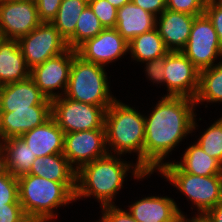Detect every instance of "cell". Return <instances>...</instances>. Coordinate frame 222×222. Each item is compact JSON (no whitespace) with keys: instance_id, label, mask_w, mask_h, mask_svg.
Here are the masks:
<instances>
[{"instance_id":"1","label":"cell","mask_w":222,"mask_h":222,"mask_svg":"<svg viewBox=\"0 0 222 222\" xmlns=\"http://www.w3.org/2000/svg\"><path fill=\"white\" fill-rule=\"evenodd\" d=\"M195 107L194 99L163 96L150 115L145 116L143 169L146 173L158 171L175 146L196 130Z\"/></svg>"},{"instance_id":"2","label":"cell","mask_w":222,"mask_h":222,"mask_svg":"<svg viewBox=\"0 0 222 222\" xmlns=\"http://www.w3.org/2000/svg\"><path fill=\"white\" fill-rule=\"evenodd\" d=\"M120 157L108 154L82 166L76 174L75 201L93 196L101 207L113 205L129 170H133L132 175L138 180L150 176L137 163L132 165Z\"/></svg>"},{"instance_id":"3","label":"cell","mask_w":222,"mask_h":222,"mask_svg":"<svg viewBox=\"0 0 222 222\" xmlns=\"http://www.w3.org/2000/svg\"><path fill=\"white\" fill-rule=\"evenodd\" d=\"M19 202L31 222H50L57 209L75 201L76 183L54 182L32 174L17 178Z\"/></svg>"},{"instance_id":"4","label":"cell","mask_w":222,"mask_h":222,"mask_svg":"<svg viewBox=\"0 0 222 222\" xmlns=\"http://www.w3.org/2000/svg\"><path fill=\"white\" fill-rule=\"evenodd\" d=\"M104 127L109 154L134 152L138 156L136 163L143 169L145 116L116 99L106 110Z\"/></svg>"},{"instance_id":"5","label":"cell","mask_w":222,"mask_h":222,"mask_svg":"<svg viewBox=\"0 0 222 222\" xmlns=\"http://www.w3.org/2000/svg\"><path fill=\"white\" fill-rule=\"evenodd\" d=\"M105 70L104 66L86 61L76 54L64 96L78 102L102 106L107 110L116 97L110 92Z\"/></svg>"},{"instance_id":"6","label":"cell","mask_w":222,"mask_h":222,"mask_svg":"<svg viewBox=\"0 0 222 222\" xmlns=\"http://www.w3.org/2000/svg\"><path fill=\"white\" fill-rule=\"evenodd\" d=\"M160 174L197 207V216L222 202V175L198 176L182 172L174 162H165Z\"/></svg>"},{"instance_id":"7","label":"cell","mask_w":222,"mask_h":222,"mask_svg":"<svg viewBox=\"0 0 222 222\" xmlns=\"http://www.w3.org/2000/svg\"><path fill=\"white\" fill-rule=\"evenodd\" d=\"M105 113L102 106L78 102L64 95L51 100V117L65 134L105 129Z\"/></svg>"},{"instance_id":"8","label":"cell","mask_w":222,"mask_h":222,"mask_svg":"<svg viewBox=\"0 0 222 222\" xmlns=\"http://www.w3.org/2000/svg\"><path fill=\"white\" fill-rule=\"evenodd\" d=\"M181 52L199 71L214 66L218 57L221 60L222 50L217 33L205 13L195 17L189 39Z\"/></svg>"},{"instance_id":"9","label":"cell","mask_w":222,"mask_h":222,"mask_svg":"<svg viewBox=\"0 0 222 222\" xmlns=\"http://www.w3.org/2000/svg\"><path fill=\"white\" fill-rule=\"evenodd\" d=\"M18 43L30 70L68 49L66 40L50 22H41Z\"/></svg>"},{"instance_id":"10","label":"cell","mask_w":222,"mask_h":222,"mask_svg":"<svg viewBox=\"0 0 222 222\" xmlns=\"http://www.w3.org/2000/svg\"><path fill=\"white\" fill-rule=\"evenodd\" d=\"M76 54V49L68 48L30 70V77L47 99L53 100L65 94L73 57ZM55 90H58V93Z\"/></svg>"},{"instance_id":"11","label":"cell","mask_w":222,"mask_h":222,"mask_svg":"<svg viewBox=\"0 0 222 222\" xmlns=\"http://www.w3.org/2000/svg\"><path fill=\"white\" fill-rule=\"evenodd\" d=\"M63 154L76 171L96 159L107 156L109 152L105 129L66 133Z\"/></svg>"},{"instance_id":"12","label":"cell","mask_w":222,"mask_h":222,"mask_svg":"<svg viewBox=\"0 0 222 222\" xmlns=\"http://www.w3.org/2000/svg\"><path fill=\"white\" fill-rule=\"evenodd\" d=\"M199 70L181 51L165 55L164 85L167 95L194 99L199 88Z\"/></svg>"},{"instance_id":"13","label":"cell","mask_w":222,"mask_h":222,"mask_svg":"<svg viewBox=\"0 0 222 222\" xmlns=\"http://www.w3.org/2000/svg\"><path fill=\"white\" fill-rule=\"evenodd\" d=\"M40 23L35 1L0 0L1 38L18 40Z\"/></svg>"},{"instance_id":"14","label":"cell","mask_w":222,"mask_h":222,"mask_svg":"<svg viewBox=\"0 0 222 222\" xmlns=\"http://www.w3.org/2000/svg\"><path fill=\"white\" fill-rule=\"evenodd\" d=\"M76 50L84 60L105 67L128 53V42L115 28H105L95 37L87 39Z\"/></svg>"},{"instance_id":"15","label":"cell","mask_w":222,"mask_h":222,"mask_svg":"<svg viewBox=\"0 0 222 222\" xmlns=\"http://www.w3.org/2000/svg\"><path fill=\"white\" fill-rule=\"evenodd\" d=\"M51 118V104H39L30 109H10L0 112V139L21 137Z\"/></svg>"},{"instance_id":"16","label":"cell","mask_w":222,"mask_h":222,"mask_svg":"<svg viewBox=\"0 0 222 222\" xmlns=\"http://www.w3.org/2000/svg\"><path fill=\"white\" fill-rule=\"evenodd\" d=\"M196 16L165 9L156 17V29L169 51H181L187 44Z\"/></svg>"},{"instance_id":"17","label":"cell","mask_w":222,"mask_h":222,"mask_svg":"<svg viewBox=\"0 0 222 222\" xmlns=\"http://www.w3.org/2000/svg\"><path fill=\"white\" fill-rule=\"evenodd\" d=\"M39 104H51V100L46 98L30 76L19 82L0 86V112L30 109Z\"/></svg>"},{"instance_id":"18","label":"cell","mask_w":222,"mask_h":222,"mask_svg":"<svg viewBox=\"0 0 222 222\" xmlns=\"http://www.w3.org/2000/svg\"><path fill=\"white\" fill-rule=\"evenodd\" d=\"M128 207V211L138 222H175L184 215L174 199L167 196H148Z\"/></svg>"},{"instance_id":"19","label":"cell","mask_w":222,"mask_h":222,"mask_svg":"<svg viewBox=\"0 0 222 222\" xmlns=\"http://www.w3.org/2000/svg\"><path fill=\"white\" fill-rule=\"evenodd\" d=\"M65 133L51 117L41 126L25 132L21 138L36 157L61 154L64 149Z\"/></svg>"},{"instance_id":"20","label":"cell","mask_w":222,"mask_h":222,"mask_svg":"<svg viewBox=\"0 0 222 222\" xmlns=\"http://www.w3.org/2000/svg\"><path fill=\"white\" fill-rule=\"evenodd\" d=\"M155 26L156 17L132 1L117 9L115 29L128 43Z\"/></svg>"},{"instance_id":"21","label":"cell","mask_w":222,"mask_h":222,"mask_svg":"<svg viewBox=\"0 0 222 222\" xmlns=\"http://www.w3.org/2000/svg\"><path fill=\"white\" fill-rule=\"evenodd\" d=\"M30 76L17 39L0 37V86L19 82Z\"/></svg>"},{"instance_id":"22","label":"cell","mask_w":222,"mask_h":222,"mask_svg":"<svg viewBox=\"0 0 222 222\" xmlns=\"http://www.w3.org/2000/svg\"><path fill=\"white\" fill-rule=\"evenodd\" d=\"M36 159L21 137L2 140V168L17 178L28 174Z\"/></svg>"},{"instance_id":"23","label":"cell","mask_w":222,"mask_h":222,"mask_svg":"<svg viewBox=\"0 0 222 222\" xmlns=\"http://www.w3.org/2000/svg\"><path fill=\"white\" fill-rule=\"evenodd\" d=\"M28 174L54 182L76 183L77 171L71 166L63 153L36 157Z\"/></svg>"},{"instance_id":"24","label":"cell","mask_w":222,"mask_h":222,"mask_svg":"<svg viewBox=\"0 0 222 222\" xmlns=\"http://www.w3.org/2000/svg\"><path fill=\"white\" fill-rule=\"evenodd\" d=\"M182 161L174 164L182 171L198 176L222 175V165L195 142L186 149Z\"/></svg>"},{"instance_id":"25","label":"cell","mask_w":222,"mask_h":222,"mask_svg":"<svg viewBox=\"0 0 222 222\" xmlns=\"http://www.w3.org/2000/svg\"><path fill=\"white\" fill-rule=\"evenodd\" d=\"M129 51L131 58L140 63L161 58L169 52L156 27L132 39L128 43Z\"/></svg>"},{"instance_id":"26","label":"cell","mask_w":222,"mask_h":222,"mask_svg":"<svg viewBox=\"0 0 222 222\" xmlns=\"http://www.w3.org/2000/svg\"><path fill=\"white\" fill-rule=\"evenodd\" d=\"M222 102V61L199 72V88L194 98L199 103Z\"/></svg>"},{"instance_id":"27","label":"cell","mask_w":222,"mask_h":222,"mask_svg":"<svg viewBox=\"0 0 222 222\" xmlns=\"http://www.w3.org/2000/svg\"><path fill=\"white\" fill-rule=\"evenodd\" d=\"M88 5V0H62L51 24L67 41L74 33L77 20Z\"/></svg>"},{"instance_id":"28","label":"cell","mask_w":222,"mask_h":222,"mask_svg":"<svg viewBox=\"0 0 222 222\" xmlns=\"http://www.w3.org/2000/svg\"><path fill=\"white\" fill-rule=\"evenodd\" d=\"M104 29L99 18L87 5L77 20L75 33L66 41L68 48L77 49L87 39L95 37Z\"/></svg>"},{"instance_id":"29","label":"cell","mask_w":222,"mask_h":222,"mask_svg":"<svg viewBox=\"0 0 222 222\" xmlns=\"http://www.w3.org/2000/svg\"><path fill=\"white\" fill-rule=\"evenodd\" d=\"M196 143L222 165V116L202 133Z\"/></svg>"},{"instance_id":"30","label":"cell","mask_w":222,"mask_h":222,"mask_svg":"<svg viewBox=\"0 0 222 222\" xmlns=\"http://www.w3.org/2000/svg\"><path fill=\"white\" fill-rule=\"evenodd\" d=\"M6 204H20L19 184L16 176L0 168V207H6Z\"/></svg>"},{"instance_id":"31","label":"cell","mask_w":222,"mask_h":222,"mask_svg":"<svg viewBox=\"0 0 222 222\" xmlns=\"http://www.w3.org/2000/svg\"><path fill=\"white\" fill-rule=\"evenodd\" d=\"M88 5L104 28H115L117 9L107 0H88Z\"/></svg>"},{"instance_id":"32","label":"cell","mask_w":222,"mask_h":222,"mask_svg":"<svg viewBox=\"0 0 222 222\" xmlns=\"http://www.w3.org/2000/svg\"><path fill=\"white\" fill-rule=\"evenodd\" d=\"M208 0H166V9L194 16L204 14Z\"/></svg>"},{"instance_id":"33","label":"cell","mask_w":222,"mask_h":222,"mask_svg":"<svg viewBox=\"0 0 222 222\" xmlns=\"http://www.w3.org/2000/svg\"><path fill=\"white\" fill-rule=\"evenodd\" d=\"M204 13L214 26L222 50V0H208Z\"/></svg>"},{"instance_id":"34","label":"cell","mask_w":222,"mask_h":222,"mask_svg":"<svg viewBox=\"0 0 222 222\" xmlns=\"http://www.w3.org/2000/svg\"><path fill=\"white\" fill-rule=\"evenodd\" d=\"M102 208V218L100 217L99 222H138L136 221L130 212L123 210L113 205H106Z\"/></svg>"},{"instance_id":"35","label":"cell","mask_w":222,"mask_h":222,"mask_svg":"<svg viewBox=\"0 0 222 222\" xmlns=\"http://www.w3.org/2000/svg\"><path fill=\"white\" fill-rule=\"evenodd\" d=\"M62 0H35L41 22H50L56 17Z\"/></svg>"},{"instance_id":"36","label":"cell","mask_w":222,"mask_h":222,"mask_svg":"<svg viewBox=\"0 0 222 222\" xmlns=\"http://www.w3.org/2000/svg\"><path fill=\"white\" fill-rule=\"evenodd\" d=\"M143 63H146L145 73L148 75L146 77H148L149 80L153 82V84H164L165 56Z\"/></svg>"},{"instance_id":"37","label":"cell","mask_w":222,"mask_h":222,"mask_svg":"<svg viewBox=\"0 0 222 222\" xmlns=\"http://www.w3.org/2000/svg\"><path fill=\"white\" fill-rule=\"evenodd\" d=\"M0 222H31L25 215L21 204H6L0 207Z\"/></svg>"},{"instance_id":"38","label":"cell","mask_w":222,"mask_h":222,"mask_svg":"<svg viewBox=\"0 0 222 222\" xmlns=\"http://www.w3.org/2000/svg\"><path fill=\"white\" fill-rule=\"evenodd\" d=\"M135 5L143 8L155 17L166 9V0H131Z\"/></svg>"},{"instance_id":"39","label":"cell","mask_w":222,"mask_h":222,"mask_svg":"<svg viewBox=\"0 0 222 222\" xmlns=\"http://www.w3.org/2000/svg\"><path fill=\"white\" fill-rule=\"evenodd\" d=\"M202 218L204 222H222V202L208 210Z\"/></svg>"},{"instance_id":"40","label":"cell","mask_w":222,"mask_h":222,"mask_svg":"<svg viewBox=\"0 0 222 222\" xmlns=\"http://www.w3.org/2000/svg\"><path fill=\"white\" fill-rule=\"evenodd\" d=\"M175 222H200V216H193L191 219L186 218L185 215H181Z\"/></svg>"},{"instance_id":"41","label":"cell","mask_w":222,"mask_h":222,"mask_svg":"<svg viewBox=\"0 0 222 222\" xmlns=\"http://www.w3.org/2000/svg\"><path fill=\"white\" fill-rule=\"evenodd\" d=\"M110 2L116 9H119L123 5L131 2V0H107Z\"/></svg>"},{"instance_id":"42","label":"cell","mask_w":222,"mask_h":222,"mask_svg":"<svg viewBox=\"0 0 222 222\" xmlns=\"http://www.w3.org/2000/svg\"><path fill=\"white\" fill-rule=\"evenodd\" d=\"M0 168H2V140L0 139Z\"/></svg>"},{"instance_id":"43","label":"cell","mask_w":222,"mask_h":222,"mask_svg":"<svg viewBox=\"0 0 222 222\" xmlns=\"http://www.w3.org/2000/svg\"><path fill=\"white\" fill-rule=\"evenodd\" d=\"M9 1H35V0H9Z\"/></svg>"},{"instance_id":"44","label":"cell","mask_w":222,"mask_h":222,"mask_svg":"<svg viewBox=\"0 0 222 222\" xmlns=\"http://www.w3.org/2000/svg\"><path fill=\"white\" fill-rule=\"evenodd\" d=\"M200 222H204V220H203L202 216H200Z\"/></svg>"}]
</instances>
